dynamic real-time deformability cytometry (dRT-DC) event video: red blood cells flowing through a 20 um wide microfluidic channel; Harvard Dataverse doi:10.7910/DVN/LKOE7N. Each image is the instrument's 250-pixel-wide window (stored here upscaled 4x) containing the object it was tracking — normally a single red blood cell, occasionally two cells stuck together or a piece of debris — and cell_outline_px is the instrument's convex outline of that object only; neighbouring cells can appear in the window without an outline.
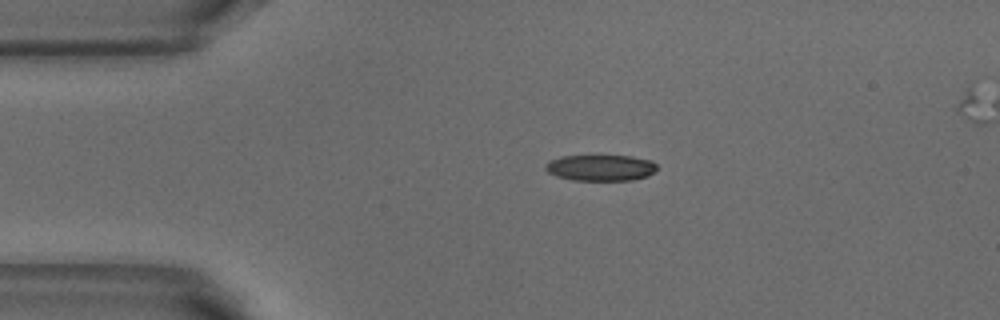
{"species": "common noctule bat (a hibernating species)", "species_latin": "Nyctalus noctula", "temperature_condition": "warm", "stored_images_in_passage": 3, "camera_frame_rate_fps": 3000, "um_per_image_px": 0.085, "animal": {"sex": "male", "body_mass_g": 18.8}, "frame": {"image": 1, "passage_image": 1, "time_ms": 0.0, "image_size_px": [1000, 320], "cell_outline_px": [[656, 172], [648, 176], [632, 180], [572, 180], [556, 176], [548, 172], [544, 168], [544, 164], [548, 160], [560, 156], [596, 152], [632, 156], [652, 160], [656, 164]], "centroid_in_image_um": [51.02, 14.19], "position_along_channel_um": 34.0, "area_um2": 18.21}}